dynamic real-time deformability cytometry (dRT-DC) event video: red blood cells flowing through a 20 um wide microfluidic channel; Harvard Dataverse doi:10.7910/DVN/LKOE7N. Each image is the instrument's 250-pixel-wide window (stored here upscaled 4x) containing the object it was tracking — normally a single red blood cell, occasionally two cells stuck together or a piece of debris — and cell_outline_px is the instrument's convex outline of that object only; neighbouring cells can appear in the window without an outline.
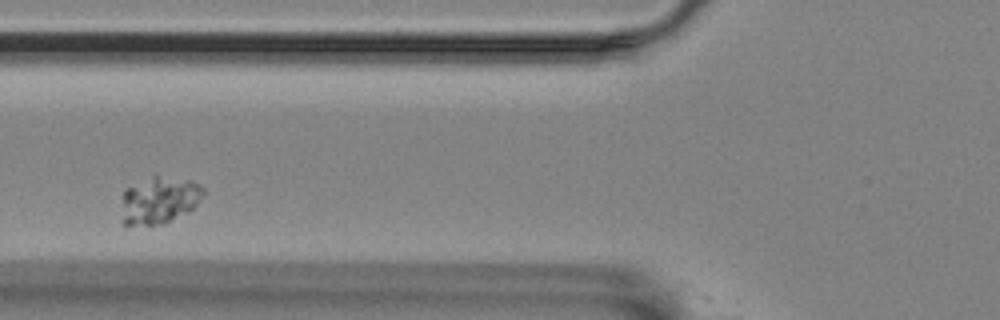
{"species": "Egyptian fruit bat (a non-hibernating species)", "species_latin": "Rousettus aegyptiacus", "temperature_condition": "room temperature", "stored_images_in_passage": 7, "camera_frame_rate_fps": 3000, "um_per_image_px": 0.085, "animal": {"sex": "female"}, "frame": {"image": 1, "passage_image": 3, "time_ms": 2.0, "image_size_px": [1000, 320], "cell_outline_px": [[208, 192], [188, 212], [160, 224], [124, 224], [120, 220], [124, 188], [156, 172], [192, 180], [200, 184]], "centroid_in_image_um": [13.55, 16.92], "position_along_channel_um": 112.3, "area_um2": 23.29}}
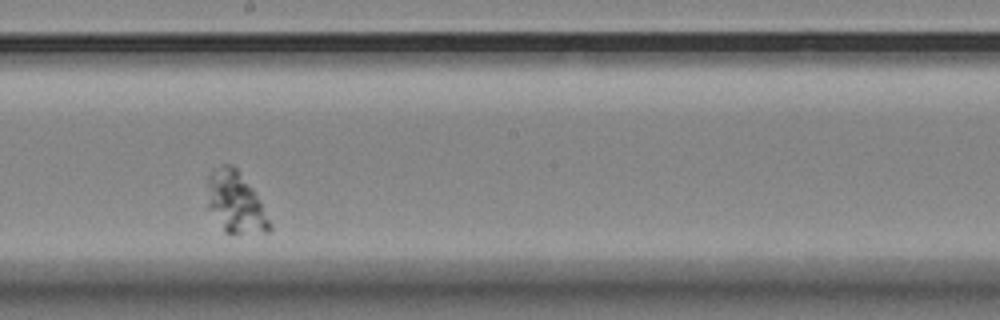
{"frame": {"image": 2, "passage_image": 6, "time_ms": 5.667, "image_size_px": [1000, 320], "cell_outline_px": [[272, 228], [268, 232], [224, 232], [208, 208], [208, 176], [224, 164], [228, 164], [236, 168], [252, 188], [260, 200], [272, 224]], "centroid_in_image_um": [20.03, 17.22], "position_along_channel_um": 228.2, "area_um2": 21.68}}
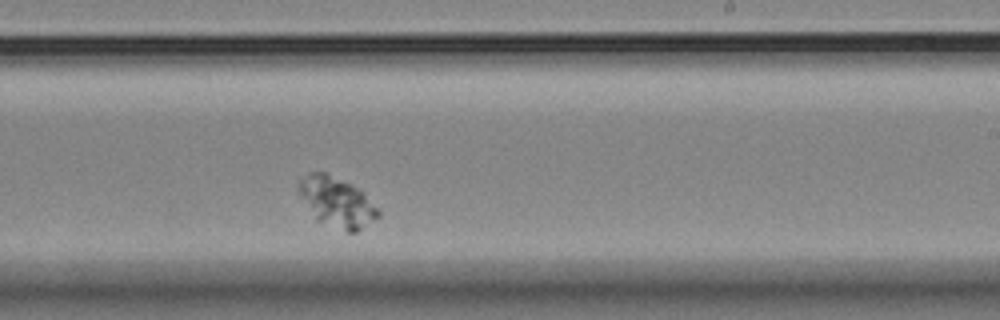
{"frame": {"image": 3, "passage_image": 7, "time_ms": 6.667, "image_size_px": [1000, 320], "cell_outline_px": [[380, 216], [356, 232], [348, 232], [316, 220], [300, 192], [296, 184], [308, 172], [324, 172], [352, 184], [380, 212]], "centroid_in_image_um": [28.61, 17.17], "position_along_channel_um": 260.4, "area_um2": 22.37}}